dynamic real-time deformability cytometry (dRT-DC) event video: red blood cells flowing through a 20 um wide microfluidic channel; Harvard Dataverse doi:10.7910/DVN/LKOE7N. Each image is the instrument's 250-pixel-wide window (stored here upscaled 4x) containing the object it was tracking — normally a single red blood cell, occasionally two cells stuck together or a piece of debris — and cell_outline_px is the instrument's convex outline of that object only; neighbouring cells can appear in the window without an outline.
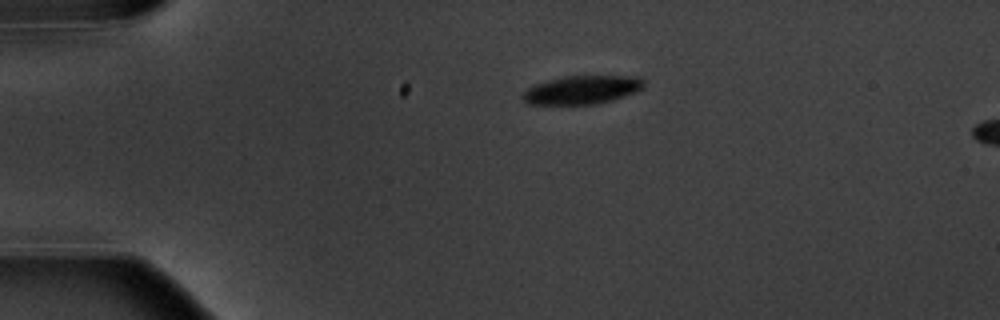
{"species": "common noctule bat (a hibernating species)", "species_latin": "Nyctalus noctula", "temperature_condition": "warm", "stored_images_in_passage": 3, "camera_frame_rate_fps": 3000, "um_per_image_px": 0.085, "animal": {"sex": "male", "body_mass_g": 20.1, "forearm_length_mm": 53.5}, "frame": {"image": 1, "passage_image": 1, "time_ms": 0.0, "image_size_px": [1000, 320], "cell_outline_px": [[644, 88], [636, 92], [612, 100], [596, 104], [528, 104], [520, 96], [528, 88], [536, 84], [548, 80], [564, 76], [640, 76], [644, 80]], "centroid_in_image_um": [49.5, 7.63], "position_along_channel_um": 35.5, "area_um2": 20.11}}